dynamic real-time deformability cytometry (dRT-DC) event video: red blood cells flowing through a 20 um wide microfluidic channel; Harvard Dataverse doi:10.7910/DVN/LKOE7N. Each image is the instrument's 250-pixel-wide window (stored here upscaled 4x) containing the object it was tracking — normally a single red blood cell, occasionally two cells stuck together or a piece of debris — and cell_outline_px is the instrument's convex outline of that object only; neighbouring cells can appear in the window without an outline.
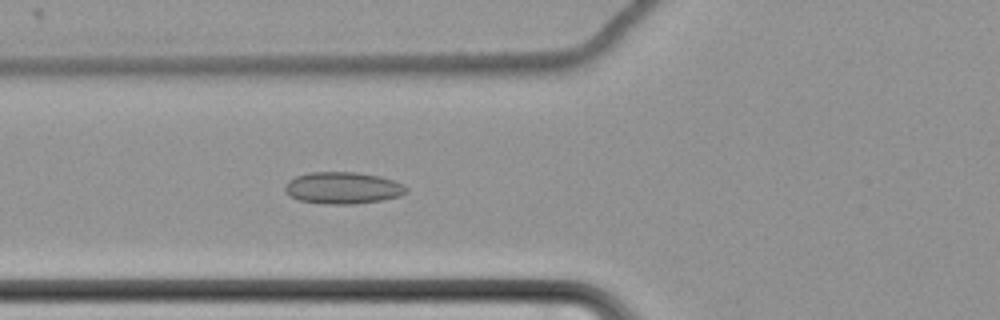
{"species": "common noctule bat (a hibernating species)", "species_latin": "Nyctalus noctula", "temperature_condition": "cold", "stored_images_in_passage": 47, "camera_frame_rate_fps": 3000, "um_per_image_px": 0.085, "animal": {"sex": "female", "body_mass_g": 22.7, "forearm_length_mm": 54.2}, "frame": {"image": 1, "passage_image": 10, "time_ms": 3.0, "image_size_px": [1000, 320], "cell_outline_px": [[408, 192], [400, 196], [380, 200], [352, 204], [324, 204], [300, 200], [288, 196], [284, 188], [288, 180], [296, 176], [308, 172], [356, 172], [380, 176], [404, 184], [408, 188]], "centroid_in_image_um": [29.13, 15.97], "position_along_channel_um": 96.7, "area_um2": 22.6}}
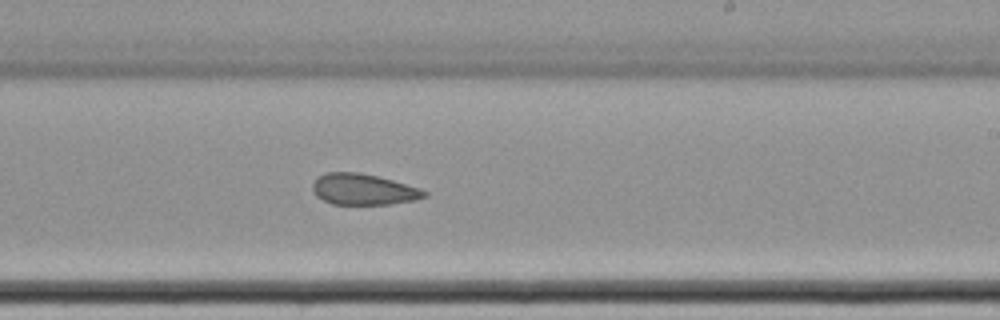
{"frame": {"image": 2, "passage_image": 24, "time_ms": 7.667, "image_size_px": [1000, 320], "cell_outline_px": [[428, 196], [416, 200], [388, 204], [332, 204], [316, 196], [312, 192], [312, 184], [324, 172], [360, 172], [392, 180], [420, 188], [428, 192]], "centroid_in_image_um": [30.89, 16.1], "position_along_channel_um": 258.1, "area_um2": 20.23}}
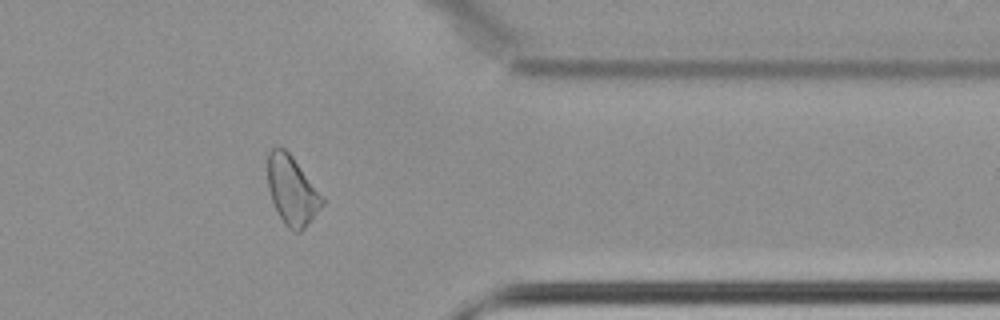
{"frame": {"image": 3, "passage_image": 36, "time_ms": 11.667, "image_size_px": [1000, 320], "cell_outline_px": [[324, 204], [312, 220], [300, 232], [296, 232], [288, 228], [284, 224], [272, 200], [268, 188], [268, 152], [276, 144], [280, 144], [292, 156], [324, 200]], "centroid_in_image_um": [24.79, 16.17], "position_along_channel_um": 386.6, "area_um2": 21.62}, "authors_computed_cell_mechanics": {"area_um2": 21.6172, "velocity_mm_per_s": 3.4591, "shape_relaxation_time_tau1_ms": null, "shape_relaxation_time_tau2_ms": 2.982, "deformation_change_tau1": null, "deformation_change_tau2": 0.0769}}